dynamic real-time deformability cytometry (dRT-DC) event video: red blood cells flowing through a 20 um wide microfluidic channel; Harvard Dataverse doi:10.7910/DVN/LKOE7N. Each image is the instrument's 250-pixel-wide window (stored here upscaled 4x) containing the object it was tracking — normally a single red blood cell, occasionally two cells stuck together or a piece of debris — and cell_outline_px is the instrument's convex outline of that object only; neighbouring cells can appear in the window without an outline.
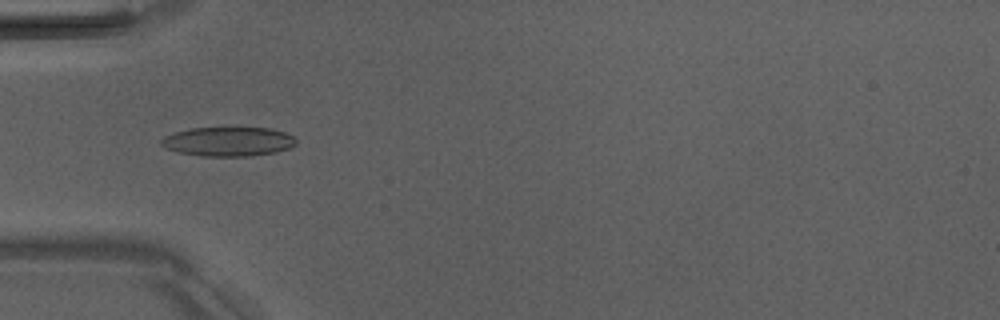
{"species": "Egyptian fruit bat (a non-hibernating species)", "species_latin": "Rousettus aegyptiacus", "temperature_condition": "room temperature", "stored_images_in_passage": 7, "camera_frame_rate_fps": 3000, "um_per_image_px": 0.085, "animal": {"sex": "male"}, "frame": {"image": 1, "passage_image": 5, "time_ms": 4.667, "image_size_px": [1000, 320], "cell_outline_px": [[296, 144], [288, 148], [276, 152], [252, 156], [204, 156], [176, 152], [164, 148], [160, 144], [160, 140], [164, 136], [176, 132], [192, 128], [268, 128], [284, 132], [292, 136], [296, 140]], "centroid_in_image_um": [19.37, 12.04], "position_along_channel_um": 65.6, "area_um2": 22.95}}
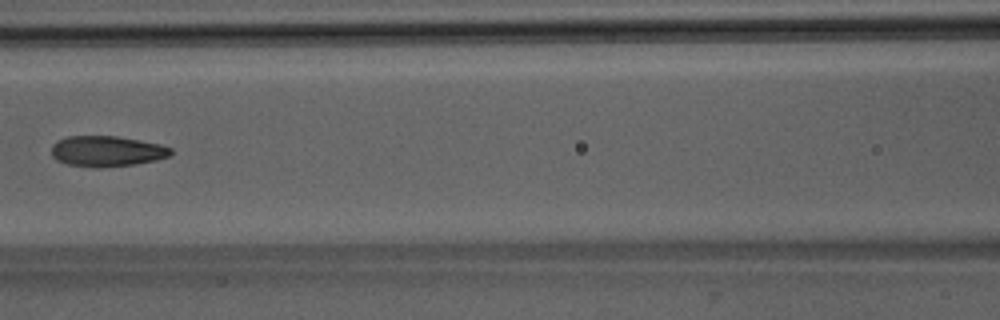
{"frame": {"image": 2, "passage_image": 7, "time_ms": 7.0, "image_size_px": [1000, 320], "cell_outline_px": [[172, 152], [168, 156], [156, 160], [136, 164], [96, 168], [68, 164], [56, 160], [52, 156], [52, 144], [56, 140], [68, 136], [116, 136], [160, 144], [172, 148]], "centroid_in_image_um": [9.05, 12.85], "position_along_channel_um": 157.5, "area_um2": 21.33}}